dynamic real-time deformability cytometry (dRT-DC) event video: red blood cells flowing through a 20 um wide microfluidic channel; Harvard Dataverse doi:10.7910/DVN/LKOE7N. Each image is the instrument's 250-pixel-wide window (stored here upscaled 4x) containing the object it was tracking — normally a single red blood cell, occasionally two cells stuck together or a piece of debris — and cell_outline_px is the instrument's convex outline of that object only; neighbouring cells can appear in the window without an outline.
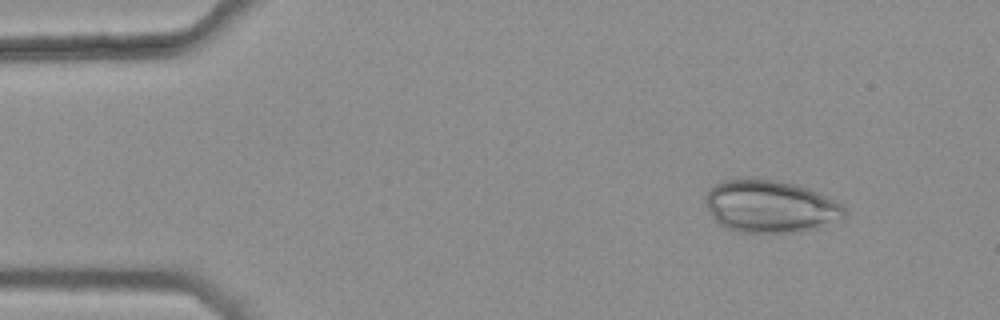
{"species": "common noctule bat (a hibernating species)", "species_latin": "Nyctalus noctula", "temperature_condition": "warm", "stored_images_in_passage": 7, "camera_frame_rate_fps": 3000, "um_per_image_px": 0.085, "animal": {"sex": "female", "body_mass_g": 25.1}, "frame": {"image": 1, "passage_image": 1, "time_ms": 0.0, "image_size_px": [1000, 320], "cell_outline_px": [[844, 216], [816, 228], [768, 236], [736, 232], [724, 228], [716, 224], [708, 212], [704, 196], [720, 180], [776, 180], [808, 188], [840, 204], [844, 208]], "centroid_in_image_um": [65.37, 17.61], "position_along_channel_um": 19.6, "area_um2": 42.6}}
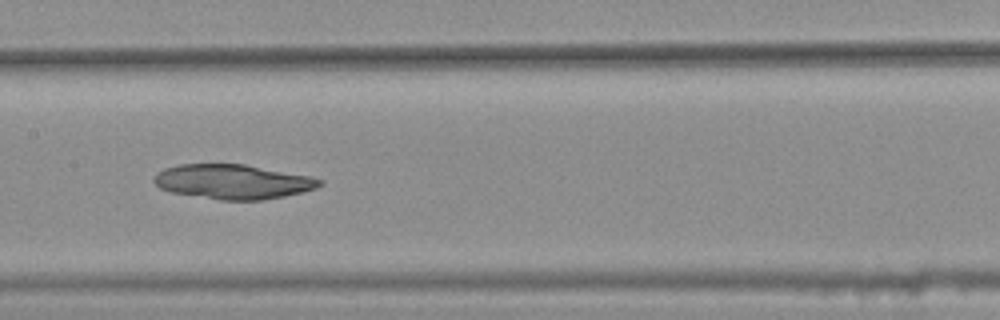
{"frame": {"image": 2, "passage_image": 6, "time_ms": 1.667, "image_size_px": [1000, 320], "cell_outline_px": [[324, 184], [316, 188], [284, 196], [260, 200], [220, 200], [172, 192], [160, 188], [152, 180], [152, 176], [156, 172], [164, 168], [180, 164], [244, 164], [312, 176], [324, 180]], "centroid_in_image_um": [19.79, 15.43], "position_along_channel_um": 187.6, "area_um2": 33.52}}
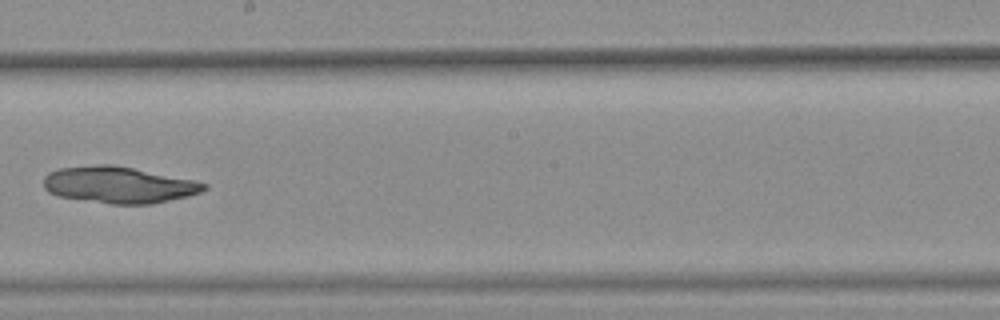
{"frame": {"image": 3, "passage_image": 7, "time_ms": 2.0, "image_size_px": [1000, 320], "cell_outline_px": [[208, 188], [200, 192], [188, 196], [152, 204], [112, 204], [56, 196], [48, 192], [44, 188], [44, 176], [48, 172], [60, 168], [96, 164], [112, 164], [192, 180], [208, 184]], "centroid_in_image_um": [10.05, 15.72], "position_along_channel_um": 238.1, "area_um2": 34.04}}